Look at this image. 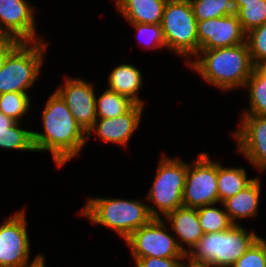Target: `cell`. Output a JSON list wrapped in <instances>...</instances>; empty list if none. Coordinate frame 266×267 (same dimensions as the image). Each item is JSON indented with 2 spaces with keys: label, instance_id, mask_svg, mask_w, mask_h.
Returning a JSON list of instances; mask_svg holds the SVG:
<instances>
[{
  "label": "cell",
  "instance_id": "1",
  "mask_svg": "<svg viewBox=\"0 0 266 267\" xmlns=\"http://www.w3.org/2000/svg\"><path fill=\"white\" fill-rule=\"evenodd\" d=\"M44 106L41 114L43 132L33 131L34 147L36 152H50L56 167L62 168L87 146V133L55 90Z\"/></svg>",
  "mask_w": 266,
  "mask_h": 267
},
{
  "label": "cell",
  "instance_id": "2",
  "mask_svg": "<svg viewBox=\"0 0 266 267\" xmlns=\"http://www.w3.org/2000/svg\"><path fill=\"white\" fill-rule=\"evenodd\" d=\"M207 84L221 92L244 88L254 64L247 43L230 47L199 50L186 65Z\"/></svg>",
  "mask_w": 266,
  "mask_h": 267
},
{
  "label": "cell",
  "instance_id": "3",
  "mask_svg": "<svg viewBox=\"0 0 266 267\" xmlns=\"http://www.w3.org/2000/svg\"><path fill=\"white\" fill-rule=\"evenodd\" d=\"M79 211L81 217L94 225L112 229L124 241L154 217L148 204L139 199L88 197Z\"/></svg>",
  "mask_w": 266,
  "mask_h": 267
},
{
  "label": "cell",
  "instance_id": "4",
  "mask_svg": "<svg viewBox=\"0 0 266 267\" xmlns=\"http://www.w3.org/2000/svg\"><path fill=\"white\" fill-rule=\"evenodd\" d=\"M241 224L222 232L204 234L186 253L187 261L212 267H232L260 237Z\"/></svg>",
  "mask_w": 266,
  "mask_h": 267
},
{
  "label": "cell",
  "instance_id": "5",
  "mask_svg": "<svg viewBox=\"0 0 266 267\" xmlns=\"http://www.w3.org/2000/svg\"><path fill=\"white\" fill-rule=\"evenodd\" d=\"M188 171L186 163L180 157L162 154L146 200L150 214L154 218H163L166 214L183 206V190ZM163 215V216H162Z\"/></svg>",
  "mask_w": 266,
  "mask_h": 267
},
{
  "label": "cell",
  "instance_id": "6",
  "mask_svg": "<svg viewBox=\"0 0 266 267\" xmlns=\"http://www.w3.org/2000/svg\"><path fill=\"white\" fill-rule=\"evenodd\" d=\"M49 41L22 42L0 70V94L29 93L41 75Z\"/></svg>",
  "mask_w": 266,
  "mask_h": 267
},
{
  "label": "cell",
  "instance_id": "7",
  "mask_svg": "<svg viewBox=\"0 0 266 267\" xmlns=\"http://www.w3.org/2000/svg\"><path fill=\"white\" fill-rule=\"evenodd\" d=\"M166 50L187 65L199 52L197 20L190 0H167L161 22Z\"/></svg>",
  "mask_w": 266,
  "mask_h": 267
},
{
  "label": "cell",
  "instance_id": "8",
  "mask_svg": "<svg viewBox=\"0 0 266 267\" xmlns=\"http://www.w3.org/2000/svg\"><path fill=\"white\" fill-rule=\"evenodd\" d=\"M26 209H19L0 224V267H35L45 256L30 260L31 246Z\"/></svg>",
  "mask_w": 266,
  "mask_h": 267
},
{
  "label": "cell",
  "instance_id": "9",
  "mask_svg": "<svg viewBox=\"0 0 266 267\" xmlns=\"http://www.w3.org/2000/svg\"><path fill=\"white\" fill-rule=\"evenodd\" d=\"M167 225L163 218H153L134 231L125 240L126 246L130 248L131 259L136 262L146 257L187 258Z\"/></svg>",
  "mask_w": 266,
  "mask_h": 267
},
{
  "label": "cell",
  "instance_id": "10",
  "mask_svg": "<svg viewBox=\"0 0 266 267\" xmlns=\"http://www.w3.org/2000/svg\"><path fill=\"white\" fill-rule=\"evenodd\" d=\"M218 203L217 160H212L210 155L203 151L197 159L188 163L183 206L197 209Z\"/></svg>",
  "mask_w": 266,
  "mask_h": 267
},
{
  "label": "cell",
  "instance_id": "11",
  "mask_svg": "<svg viewBox=\"0 0 266 267\" xmlns=\"http://www.w3.org/2000/svg\"><path fill=\"white\" fill-rule=\"evenodd\" d=\"M239 117V128L230 133L237 143V154L246 158L259 173L266 172V117L250 114Z\"/></svg>",
  "mask_w": 266,
  "mask_h": 267
},
{
  "label": "cell",
  "instance_id": "12",
  "mask_svg": "<svg viewBox=\"0 0 266 267\" xmlns=\"http://www.w3.org/2000/svg\"><path fill=\"white\" fill-rule=\"evenodd\" d=\"M27 0H0V36L15 38L21 42L44 40L38 36L36 7Z\"/></svg>",
  "mask_w": 266,
  "mask_h": 267
},
{
  "label": "cell",
  "instance_id": "13",
  "mask_svg": "<svg viewBox=\"0 0 266 267\" xmlns=\"http://www.w3.org/2000/svg\"><path fill=\"white\" fill-rule=\"evenodd\" d=\"M63 85L56 87V92L66 102L76 122L87 133L97 119L96 92L92 83L82 77H64Z\"/></svg>",
  "mask_w": 266,
  "mask_h": 267
},
{
  "label": "cell",
  "instance_id": "14",
  "mask_svg": "<svg viewBox=\"0 0 266 267\" xmlns=\"http://www.w3.org/2000/svg\"><path fill=\"white\" fill-rule=\"evenodd\" d=\"M199 50L230 47L246 42L237 14L197 21Z\"/></svg>",
  "mask_w": 266,
  "mask_h": 267
},
{
  "label": "cell",
  "instance_id": "15",
  "mask_svg": "<svg viewBox=\"0 0 266 267\" xmlns=\"http://www.w3.org/2000/svg\"><path fill=\"white\" fill-rule=\"evenodd\" d=\"M144 107V105L135 104L123 115L113 118H97L93 127L87 132V139L93 134L103 143L128 147L130 139L140 127Z\"/></svg>",
  "mask_w": 266,
  "mask_h": 267
},
{
  "label": "cell",
  "instance_id": "16",
  "mask_svg": "<svg viewBox=\"0 0 266 267\" xmlns=\"http://www.w3.org/2000/svg\"><path fill=\"white\" fill-rule=\"evenodd\" d=\"M163 219L168 225L170 223L169 228L176 236L177 244L184 254L188 253L204 235L195 208L178 207L166 214Z\"/></svg>",
  "mask_w": 266,
  "mask_h": 267
},
{
  "label": "cell",
  "instance_id": "17",
  "mask_svg": "<svg viewBox=\"0 0 266 267\" xmlns=\"http://www.w3.org/2000/svg\"><path fill=\"white\" fill-rule=\"evenodd\" d=\"M261 192V180L259 177H256V179L245 189L222 202L224 209L233 224L239 225L241 219L250 220L252 218L254 220L259 212Z\"/></svg>",
  "mask_w": 266,
  "mask_h": 267
},
{
  "label": "cell",
  "instance_id": "18",
  "mask_svg": "<svg viewBox=\"0 0 266 267\" xmlns=\"http://www.w3.org/2000/svg\"><path fill=\"white\" fill-rule=\"evenodd\" d=\"M128 23L161 24L167 0H113Z\"/></svg>",
  "mask_w": 266,
  "mask_h": 267
},
{
  "label": "cell",
  "instance_id": "19",
  "mask_svg": "<svg viewBox=\"0 0 266 267\" xmlns=\"http://www.w3.org/2000/svg\"><path fill=\"white\" fill-rule=\"evenodd\" d=\"M143 75L133 64L122 63L115 66L108 75V89L130 98L136 104L145 105L139 92L143 87Z\"/></svg>",
  "mask_w": 266,
  "mask_h": 267
},
{
  "label": "cell",
  "instance_id": "20",
  "mask_svg": "<svg viewBox=\"0 0 266 267\" xmlns=\"http://www.w3.org/2000/svg\"><path fill=\"white\" fill-rule=\"evenodd\" d=\"M21 122L0 112V148L3 150L36 152L33 131L21 128Z\"/></svg>",
  "mask_w": 266,
  "mask_h": 267
},
{
  "label": "cell",
  "instance_id": "21",
  "mask_svg": "<svg viewBox=\"0 0 266 267\" xmlns=\"http://www.w3.org/2000/svg\"><path fill=\"white\" fill-rule=\"evenodd\" d=\"M256 177L248 178L243 167H224L217 161V187L219 203L229 197L236 195L241 190L249 186Z\"/></svg>",
  "mask_w": 266,
  "mask_h": 267
},
{
  "label": "cell",
  "instance_id": "22",
  "mask_svg": "<svg viewBox=\"0 0 266 267\" xmlns=\"http://www.w3.org/2000/svg\"><path fill=\"white\" fill-rule=\"evenodd\" d=\"M136 103L127 96L106 88L101 95L96 93L97 118H113L123 115Z\"/></svg>",
  "mask_w": 266,
  "mask_h": 267
},
{
  "label": "cell",
  "instance_id": "23",
  "mask_svg": "<svg viewBox=\"0 0 266 267\" xmlns=\"http://www.w3.org/2000/svg\"><path fill=\"white\" fill-rule=\"evenodd\" d=\"M245 89L248 90L249 106L242 111V114L266 117V77L254 68Z\"/></svg>",
  "mask_w": 266,
  "mask_h": 267
},
{
  "label": "cell",
  "instance_id": "24",
  "mask_svg": "<svg viewBox=\"0 0 266 267\" xmlns=\"http://www.w3.org/2000/svg\"><path fill=\"white\" fill-rule=\"evenodd\" d=\"M223 207H217L220 206ZM217 205V206H216ZM198 218L204 234L222 232L234 225L228 217L222 203L197 208Z\"/></svg>",
  "mask_w": 266,
  "mask_h": 267
},
{
  "label": "cell",
  "instance_id": "25",
  "mask_svg": "<svg viewBox=\"0 0 266 267\" xmlns=\"http://www.w3.org/2000/svg\"><path fill=\"white\" fill-rule=\"evenodd\" d=\"M29 93L7 92L0 94V112L16 122H22L23 116L31 109Z\"/></svg>",
  "mask_w": 266,
  "mask_h": 267
},
{
  "label": "cell",
  "instance_id": "26",
  "mask_svg": "<svg viewBox=\"0 0 266 267\" xmlns=\"http://www.w3.org/2000/svg\"><path fill=\"white\" fill-rule=\"evenodd\" d=\"M197 21L235 13L232 0H190Z\"/></svg>",
  "mask_w": 266,
  "mask_h": 267
},
{
  "label": "cell",
  "instance_id": "27",
  "mask_svg": "<svg viewBox=\"0 0 266 267\" xmlns=\"http://www.w3.org/2000/svg\"><path fill=\"white\" fill-rule=\"evenodd\" d=\"M245 33L266 23V0L242 2L236 12Z\"/></svg>",
  "mask_w": 266,
  "mask_h": 267
},
{
  "label": "cell",
  "instance_id": "28",
  "mask_svg": "<svg viewBox=\"0 0 266 267\" xmlns=\"http://www.w3.org/2000/svg\"><path fill=\"white\" fill-rule=\"evenodd\" d=\"M136 31L138 46L145 49L160 50L166 49V43L163 36L161 24H142V23H128ZM139 38V39H138ZM142 46H141V45ZM158 48V49H157Z\"/></svg>",
  "mask_w": 266,
  "mask_h": 267
},
{
  "label": "cell",
  "instance_id": "29",
  "mask_svg": "<svg viewBox=\"0 0 266 267\" xmlns=\"http://www.w3.org/2000/svg\"><path fill=\"white\" fill-rule=\"evenodd\" d=\"M232 267H266V239L260 236Z\"/></svg>",
  "mask_w": 266,
  "mask_h": 267
},
{
  "label": "cell",
  "instance_id": "30",
  "mask_svg": "<svg viewBox=\"0 0 266 267\" xmlns=\"http://www.w3.org/2000/svg\"><path fill=\"white\" fill-rule=\"evenodd\" d=\"M246 43L251 60L255 65L266 58V23L246 33Z\"/></svg>",
  "mask_w": 266,
  "mask_h": 267
},
{
  "label": "cell",
  "instance_id": "31",
  "mask_svg": "<svg viewBox=\"0 0 266 267\" xmlns=\"http://www.w3.org/2000/svg\"><path fill=\"white\" fill-rule=\"evenodd\" d=\"M187 258H139L136 267H185Z\"/></svg>",
  "mask_w": 266,
  "mask_h": 267
},
{
  "label": "cell",
  "instance_id": "32",
  "mask_svg": "<svg viewBox=\"0 0 266 267\" xmlns=\"http://www.w3.org/2000/svg\"><path fill=\"white\" fill-rule=\"evenodd\" d=\"M22 42L8 36H0V70L3 68L9 55L21 44Z\"/></svg>",
  "mask_w": 266,
  "mask_h": 267
},
{
  "label": "cell",
  "instance_id": "33",
  "mask_svg": "<svg viewBox=\"0 0 266 267\" xmlns=\"http://www.w3.org/2000/svg\"><path fill=\"white\" fill-rule=\"evenodd\" d=\"M254 68L263 76L266 77V58L257 62Z\"/></svg>",
  "mask_w": 266,
  "mask_h": 267
},
{
  "label": "cell",
  "instance_id": "34",
  "mask_svg": "<svg viewBox=\"0 0 266 267\" xmlns=\"http://www.w3.org/2000/svg\"><path fill=\"white\" fill-rule=\"evenodd\" d=\"M252 1H258V0H232L235 13L242 7V2H252Z\"/></svg>",
  "mask_w": 266,
  "mask_h": 267
},
{
  "label": "cell",
  "instance_id": "35",
  "mask_svg": "<svg viewBox=\"0 0 266 267\" xmlns=\"http://www.w3.org/2000/svg\"><path fill=\"white\" fill-rule=\"evenodd\" d=\"M185 267H212V266H210V265L194 264V263H191V262H188L187 261Z\"/></svg>",
  "mask_w": 266,
  "mask_h": 267
},
{
  "label": "cell",
  "instance_id": "36",
  "mask_svg": "<svg viewBox=\"0 0 266 267\" xmlns=\"http://www.w3.org/2000/svg\"><path fill=\"white\" fill-rule=\"evenodd\" d=\"M45 264H46V261H45V258H44V260L41 261V262H40L38 265H36L35 267H46Z\"/></svg>",
  "mask_w": 266,
  "mask_h": 267
}]
</instances>
